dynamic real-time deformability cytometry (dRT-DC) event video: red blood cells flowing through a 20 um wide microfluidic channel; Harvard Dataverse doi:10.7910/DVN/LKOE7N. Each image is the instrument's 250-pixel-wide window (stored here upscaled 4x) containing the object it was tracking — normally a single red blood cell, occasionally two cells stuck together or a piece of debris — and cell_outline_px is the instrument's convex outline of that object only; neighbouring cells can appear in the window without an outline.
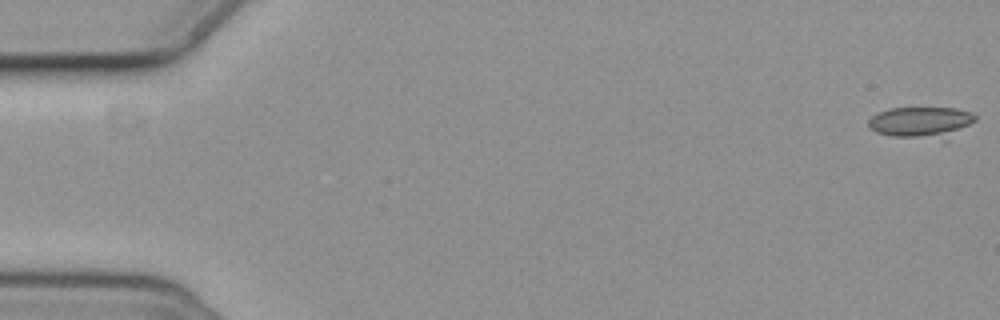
{"species": "common noctule bat (a hibernating species)", "species_latin": "Nyctalus noctula", "temperature_condition": "cold", "stored_images_in_passage": 8, "camera_frame_rate_fps": 3000, "um_per_image_px": 0.085, "animal": {"sex": "female", "body_mass_g": 19.3, "forearm_length_mm": 54.1}, "frame": {"image": 1, "passage_image": 1, "time_ms": 0.0, "image_size_px": [1000, 320], "cell_outline_px": [[976, 120], [944, 144], [892, 136], [876, 132], [868, 128], [868, 120], [872, 116], [888, 108], [956, 108], [972, 112], [976, 116]], "centroid_in_image_um": [78.37, 10.47], "position_along_channel_um": 6.6, "area_um2": 20.69}}
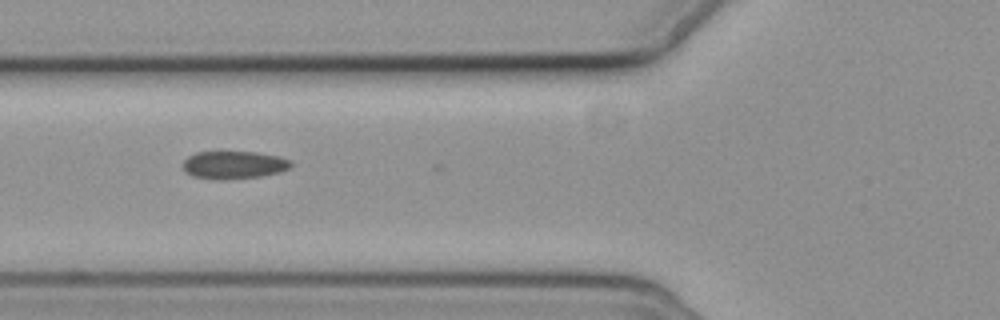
{"frame": {"image": 2, "passage_image": 7, "time_ms": 7.0, "image_size_px": [1000, 320], "cell_outline_px": [[292, 164], [288, 168], [280, 172], [264, 176], [224, 180], [192, 176], [184, 172], [184, 160], [188, 156], [196, 152], [256, 152], [280, 156], [292, 160]], "centroid_in_image_um": [19.9, 14.02], "position_along_channel_um": 105.9, "area_um2": 17.63}}
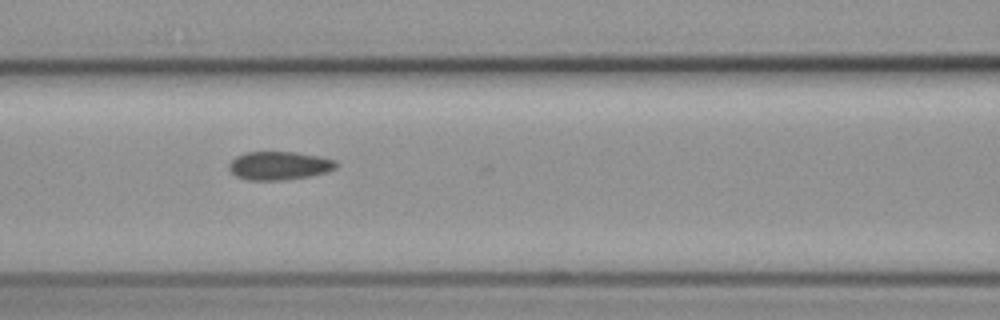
{"frame": {"image": 3, "passage_image": 8, "time_ms": 8.0, "image_size_px": [1000, 320], "cell_outline_px": [[340, 164], [336, 168], [328, 172], [308, 176], [284, 180], [248, 180], [236, 176], [228, 168], [228, 164], [236, 156], [244, 152], [296, 152], [320, 156], [336, 160]], "centroid_in_image_um": [23.76, 14.07], "position_along_channel_um": 142.8, "area_um2": 17.92}}